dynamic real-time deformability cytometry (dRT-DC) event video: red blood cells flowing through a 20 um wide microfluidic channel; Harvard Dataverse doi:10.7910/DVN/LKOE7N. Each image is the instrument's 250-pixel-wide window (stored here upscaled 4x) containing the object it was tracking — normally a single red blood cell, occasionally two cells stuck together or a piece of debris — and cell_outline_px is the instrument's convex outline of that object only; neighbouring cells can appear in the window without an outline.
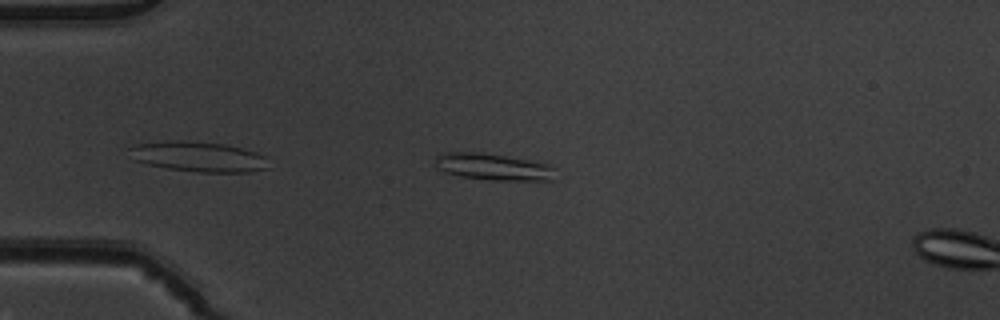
{"species": "common noctule bat (a hibernating species)", "species_latin": "Nyctalus noctula", "temperature_condition": "warm", "stored_images_in_passage": 5, "camera_frame_rate_fps": 3000, "um_per_image_px": 0.085, "animal": {"sex": "male", "body_mass_g": 19.5, "forearm_length_mm": 54.6}, "frame": {"image": 1, "passage_image": 2, "time_ms": 0.333, "image_size_px": [1000, 320], "cell_outline_px": [[552, 180], [488, 180], [460, 176], [444, 172], [436, 168], [436, 156], [444, 152], [484, 152], [528, 160], [548, 164], [552, 168]], "centroid_in_image_um": [41.83, 14.17], "position_along_channel_um": 43.2, "area_um2": 18.55}}